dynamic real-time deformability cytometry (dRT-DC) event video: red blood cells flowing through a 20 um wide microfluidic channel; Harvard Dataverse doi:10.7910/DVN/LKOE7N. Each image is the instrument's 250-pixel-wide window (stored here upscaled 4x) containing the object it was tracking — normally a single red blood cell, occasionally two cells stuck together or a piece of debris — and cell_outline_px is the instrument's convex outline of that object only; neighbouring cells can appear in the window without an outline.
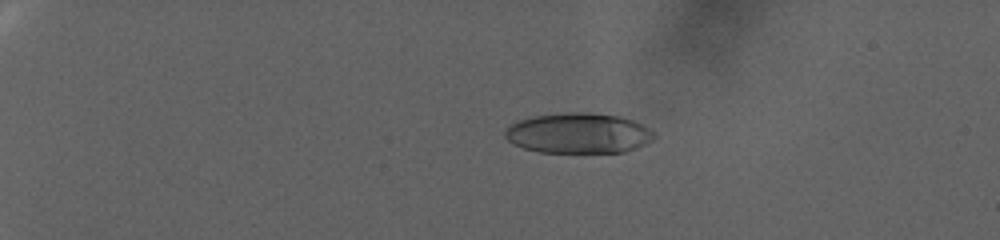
{"species": "human", "species_latin": "Homo sapiens", "temperature_condition": "warm", "stored_images_in_passage": 57, "camera_frame_rate_fps": 3000, "um_per_image_px": 0.085, "donor": {"sex": "female"}, "frame": {"image": 1, "passage_image": 27, "time_ms": 8.667, "image_size_px": [1000, 240], "cell_outline_px": [[656, 136], [652, 140], [636, 148], [624, 152], [540, 152], [524, 148], [512, 144], [504, 136], [504, 132], [512, 124], [520, 120], [532, 116], [564, 112], [588, 112], [620, 116], [632, 120], [656, 132]], "centroid_in_image_um": [49.17, 11.32], "position_along_channel_um": 35.8, "area_um2": 35.08}}
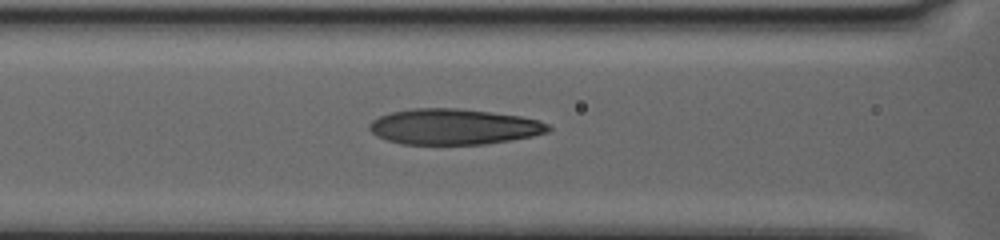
{"frame": {"image": 2, "passage_image": 53, "time_ms": 17.333, "image_size_px": [1000, 240], "cell_outline_px": [[552, 128], [548, 132], [532, 136], [484, 144], [400, 144], [376, 136], [368, 128], [368, 124], [372, 120], [380, 116], [392, 112], [416, 108], [456, 108], [520, 116], [536, 120], [548, 124]], "centroid_in_image_um": [38.53, 10.77], "position_along_channel_um": 128.1, "area_um2": 36.93}}
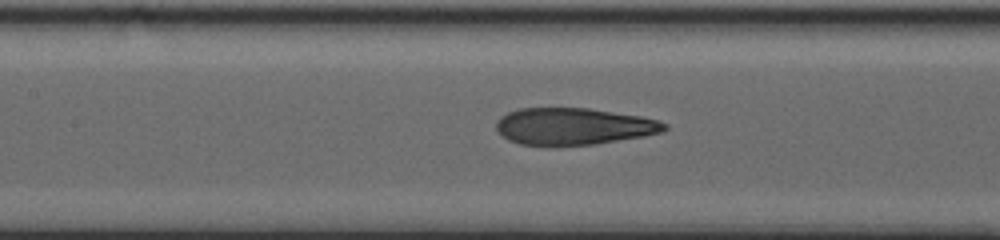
{"frame": {"image": 3, "passage_image": 57, "time_ms": 18.667, "image_size_px": [1000, 240], "cell_outline_px": [[668, 128], [664, 132], [644, 136], [596, 144], [548, 148], [544, 148], [520, 144], [508, 140], [496, 128], [496, 120], [500, 116], [516, 108], [588, 108], [640, 116], [656, 120], [668, 124]], "centroid_in_image_um": [48.71, 10.77], "position_along_channel_um": 158.7, "area_um2": 36.99}}